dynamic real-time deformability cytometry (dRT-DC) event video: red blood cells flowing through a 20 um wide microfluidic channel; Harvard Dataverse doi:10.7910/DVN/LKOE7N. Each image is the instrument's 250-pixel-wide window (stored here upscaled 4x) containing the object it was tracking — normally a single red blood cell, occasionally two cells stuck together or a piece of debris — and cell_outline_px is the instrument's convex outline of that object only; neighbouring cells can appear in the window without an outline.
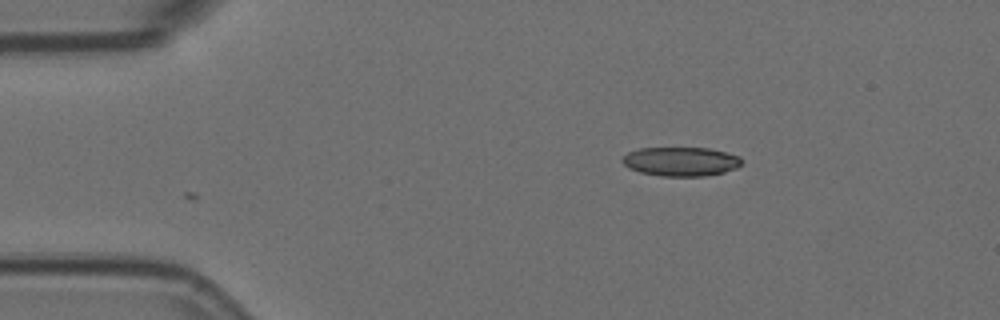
{"species": "Egyptian fruit bat (a non-hibernating species)", "species_latin": "Rousettus aegyptiacus", "temperature_condition": "room temperature", "stored_images_in_passage": 2, "camera_frame_rate_fps": 3000, "um_per_image_px": 0.085, "animal": {"sex": "female"}, "frame": {"image": 1, "passage_image": 1, "time_ms": 0.0, "image_size_px": [1000, 320], "cell_outline_px": [[740, 164], [736, 168], [724, 172], [704, 176], [660, 176], [640, 172], [628, 168], [620, 160], [628, 152], [640, 148], [708, 148], [740, 156]], "centroid_in_image_um": [57.83, 13.73], "position_along_channel_um": 27.2, "area_um2": 20.11}}